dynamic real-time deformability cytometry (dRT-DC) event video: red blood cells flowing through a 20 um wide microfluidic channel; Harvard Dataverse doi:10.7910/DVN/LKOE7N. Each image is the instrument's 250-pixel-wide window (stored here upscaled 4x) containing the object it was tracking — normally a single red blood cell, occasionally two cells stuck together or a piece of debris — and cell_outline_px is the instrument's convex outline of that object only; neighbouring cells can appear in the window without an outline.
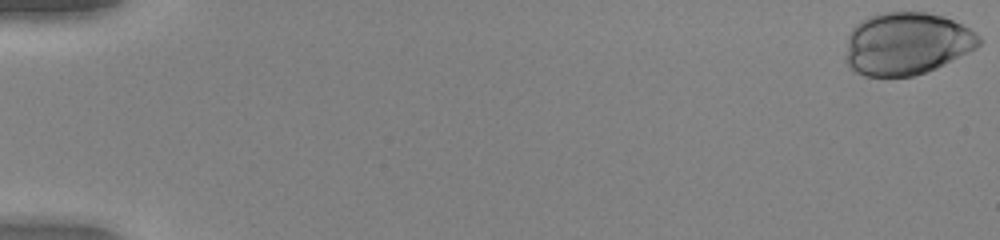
{"species": "human", "species_latin": "Homo sapiens", "temperature_condition": "warm", "stored_images_in_passage": 45, "camera_frame_rate_fps": 3000, "um_per_image_px": 0.085, "donor": {"sex": "female"}, "frame": {"image": 1, "passage_image": 1, "time_ms": 0.0, "image_size_px": [1000, 240], "cell_outline_px": [[980, 44], [976, 48], [936, 68], [912, 76], [864, 76], [856, 72], [844, 60], [844, 56], [848, 32], [856, 24], [868, 16], [880, 12], [928, 12], [944, 16], [976, 32], [980, 36]], "centroid_in_image_um": [77.02, 3.7], "position_along_channel_um": 8.0, "area_um2": 48.78}}
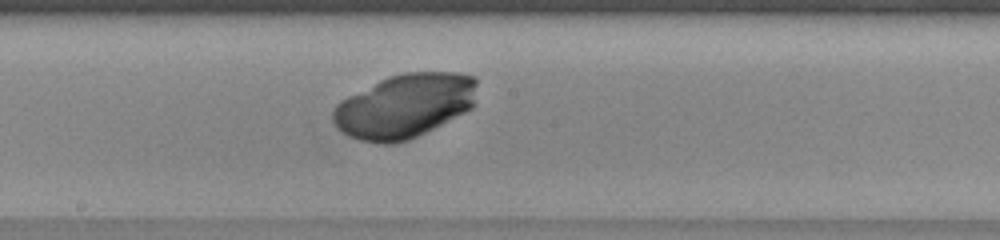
{"frame": {"image": 2, "passage_image": 30, "time_ms": 9.667, "image_size_px": [1000, 240], "cell_outline_px": [[476, 84], [472, 108], [408, 140], [396, 144], [380, 144], [360, 140], [348, 136], [332, 120], [332, 112], [336, 104], [340, 100], [388, 76], [404, 72], [456, 72], [476, 76]], "centroid_in_image_um": [34.37, 8.99], "position_along_channel_um": 213.8, "area_um2": 53.47}}
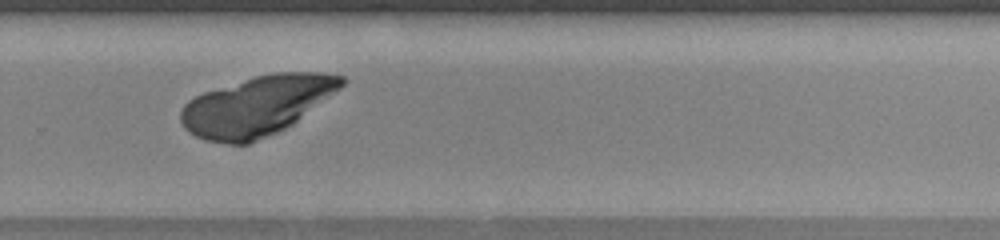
{"frame": {"image": 3, "passage_image": 37, "time_ms": 12.0, "image_size_px": [1000, 240], "cell_outline_px": [[348, 80], [340, 88], [292, 124], [276, 132], [248, 144], [228, 144], [204, 140], [188, 132], [184, 128], [180, 120], [180, 112], [184, 104], [188, 100], [204, 92], [256, 76], [272, 72], [324, 72], [344, 76]], "centroid_in_image_um": [21.82, 8.99], "position_along_channel_um": 308.0, "area_um2": 55.55}}